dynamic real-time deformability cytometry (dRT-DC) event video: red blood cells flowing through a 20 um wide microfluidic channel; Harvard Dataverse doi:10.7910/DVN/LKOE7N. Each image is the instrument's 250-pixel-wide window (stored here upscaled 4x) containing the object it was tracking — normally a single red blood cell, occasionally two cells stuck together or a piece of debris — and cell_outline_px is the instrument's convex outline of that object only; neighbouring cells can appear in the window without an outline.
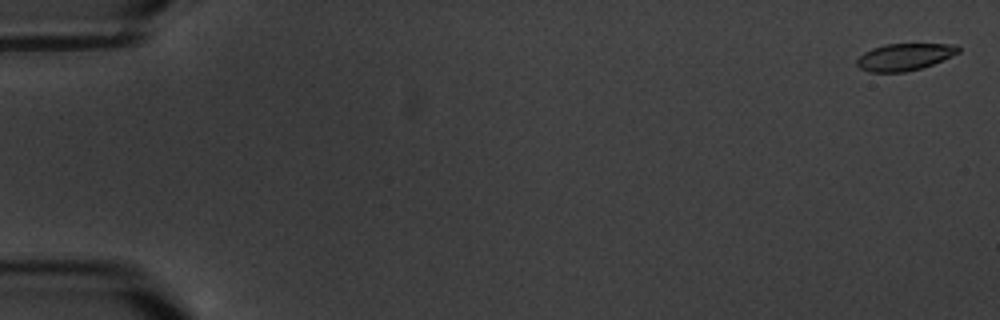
{"species": "common noctule bat (a hibernating species)", "species_latin": "Nyctalus noctula", "temperature_condition": "warm", "stored_images_in_passage": 6, "camera_frame_rate_fps": 3000, "um_per_image_px": 0.085, "animal": {"sex": "male", "body_mass_g": 20.1, "forearm_length_mm": 53.5}, "frame": {"image": 1, "passage_image": 1, "time_ms": 0.0, "image_size_px": [1000, 320], "cell_outline_px": [[960, 52], [932, 64], [920, 68], [904, 72], [868, 72], [860, 68], [856, 64], [856, 60], [864, 52], [872, 48], [884, 44], [956, 44], [960, 48]], "centroid_in_image_um": [76.86, 4.83], "position_along_channel_um": 8.1, "area_um2": 15.9}}
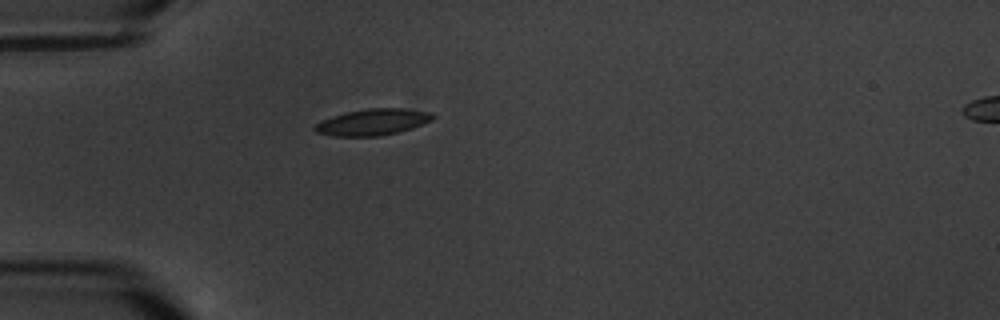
{"frame": {"image": 2, "passage_image": 5, "time_ms": 5.667, "image_size_px": [1000, 320], "cell_outline_px": [[436, 116], [432, 120], [412, 128], [380, 136], [332, 136], [316, 132], [312, 128], [316, 124], [324, 120], [344, 112], [368, 108], [400, 108], [432, 112]], "centroid_in_image_um": [31.69, 10.37], "position_along_channel_um": 53.3, "area_um2": 18.03}}